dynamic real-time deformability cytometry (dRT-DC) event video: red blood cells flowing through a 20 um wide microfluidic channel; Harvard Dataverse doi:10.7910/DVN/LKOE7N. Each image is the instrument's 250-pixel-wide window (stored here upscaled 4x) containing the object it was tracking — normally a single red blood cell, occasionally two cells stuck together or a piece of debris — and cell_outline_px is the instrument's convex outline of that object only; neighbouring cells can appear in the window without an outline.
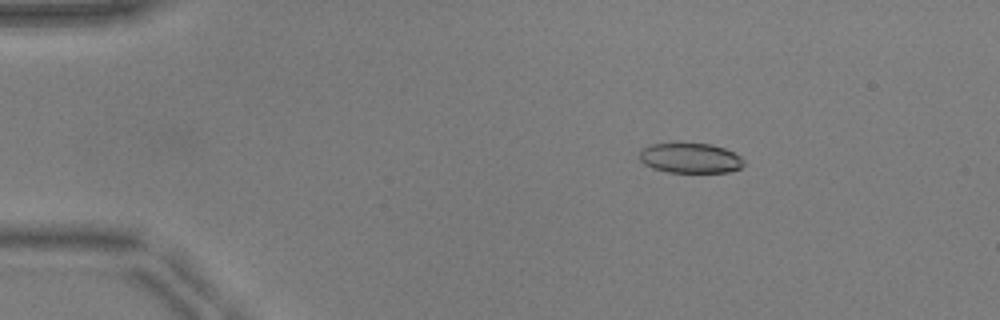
{"species": "common noctule bat (a hibernating species)", "species_latin": "Nyctalus noctula", "temperature_condition": "warm", "stored_images_in_passage": 52, "camera_frame_rate_fps": 3000, "um_per_image_px": 0.085, "animal": {"sex": "male", "body_mass_g": 17.9, "forearm_length_mm": 54.2}, "frame": {"image": 1, "passage_image": 9, "time_ms": 2.667, "image_size_px": [1000, 320], "cell_outline_px": [[744, 164], [740, 168], [728, 172], [668, 172], [652, 168], [644, 164], [640, 160], [640, 148], [648, 144], [680, 140], [712, 144], [724, 148], [740, 156], [744, 160]], "centroid_in_image_um": [58.61, 13.38], "position_along_channel_um": 26.4, "area_um2": 19.13}}
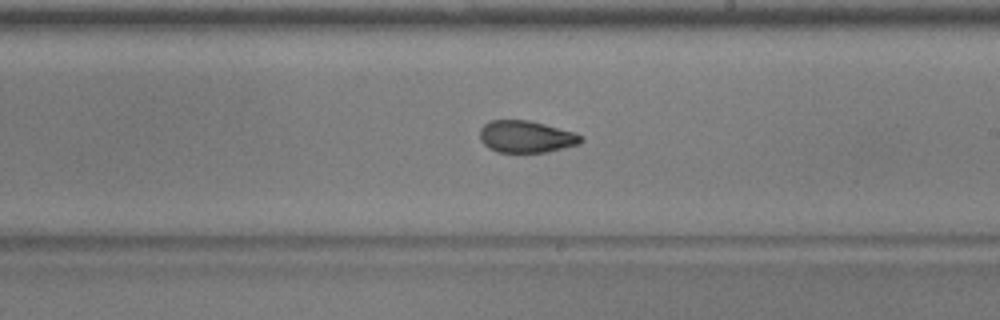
{"frame": {"image": 2, "passage_image": 31, "time_ms": 10.0, "image_size_px": [1000, 320], "cell_outline_px": [[584, 140], [580, 144], [548, 152], [496, 152], [488, 148], [480, 140], [480, 128], [484, 124], [492, 120], [528, 120], [576, 132]], "centroid_in_image_um": [44.72, 11.62], "position_along_channel_um": 244.3, "area_um2": 18.96}}
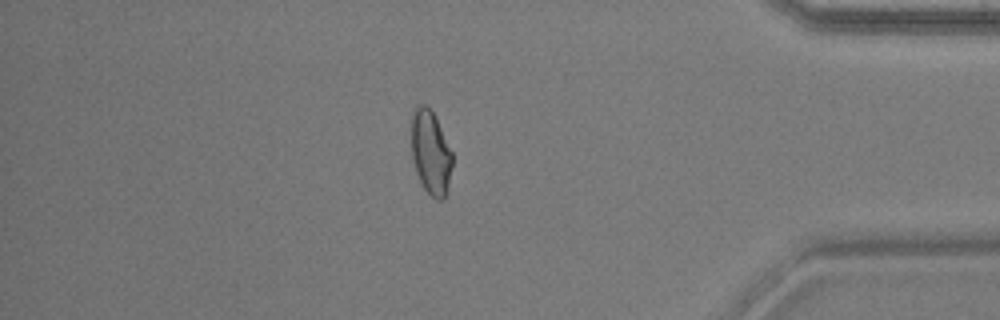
{"frame": {"image": 3, "passage_image": 45, "time_ms": 14.667, "image_size_px": [1000, 320], "cell_outline_px": [[452, 164], [448, 184], [444, 200], [436, 200], [424, 188], [416, 172], [412, 156], [412, 112], [416, 104], [428, 104], [452, 152]], "centroid_in_image_um": [36.59, 12.94], "position_along_channel_um": 398.6, "area_um2": 19.77}, "authors_computed_cell_mechanics": {"area_um2": 19.5075, "velocity_mm_per_s": 3.9598, "shape_relaxation_time_tau1_ms": null, "shape_relaxation_time_tau2_ms": 1.5866, "deformation_change_tau1": null, "deformation_change_tau2": 0.0708}}